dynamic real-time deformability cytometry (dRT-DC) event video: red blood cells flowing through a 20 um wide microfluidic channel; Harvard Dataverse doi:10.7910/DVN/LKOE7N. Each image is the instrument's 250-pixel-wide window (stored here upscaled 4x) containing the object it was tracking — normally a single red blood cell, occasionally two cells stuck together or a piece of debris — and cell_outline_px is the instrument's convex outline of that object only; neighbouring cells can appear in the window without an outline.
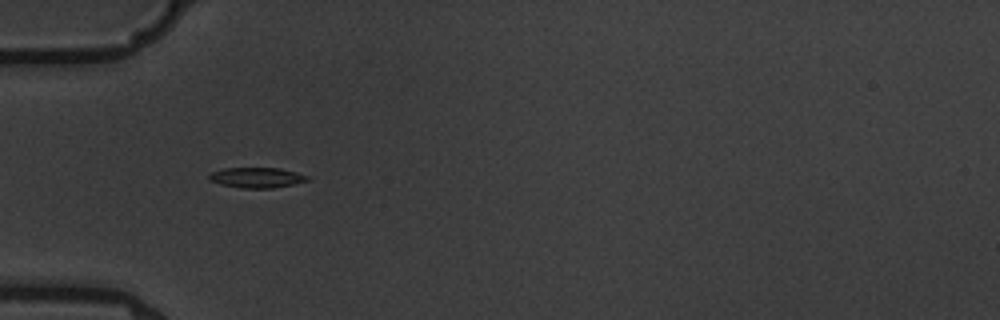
{"species": "common noctule bat (a hibernating species)", "species_latin": "Nyctalus noctula", "temperature_condition": "warm", "stored_images_in_passage": 5, "camera_frame_rate_fps": 3000, "um_per_image_px": 0.085, "animal": {"sex": "male", "body_mass_g": 19.5, "forearm_length_mm": 54.6}, "frame": {"image": 1, "passage_image": 4, "time_ms": 4.333, "image_size_px": [1000, 320], "cell_outline_px": [[312, 180], [272, 188], [240, 188], [220, 184], [208, 180], [208, 176], [212, 172], [224, 168], [280, 168], [296, 172], [308, 176]], "centroid_in_image_um": [21.82, 15.09], "position_along_channel_um": 63.2, "area_um2": 11.68}}
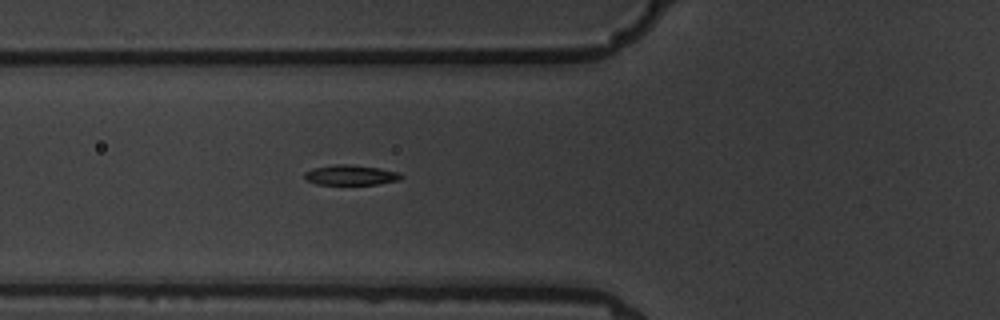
{"frame": {"image": 2, "passage_image": 5, "time_ms": 5.333, "image_size_px": [1000, 320], "cell_outline_px": [[404, 176], [400, 180], [376, 184], [316, 184], [308, 180], [304, 176], [304, 172], [312, 168], [336, 164], [348, 164], [380, 168], [400, 172]], "centroid_in_image_um": [29.84, 14.87], "position_along_channel_um": 96.0, "area_um2": 11.33}}